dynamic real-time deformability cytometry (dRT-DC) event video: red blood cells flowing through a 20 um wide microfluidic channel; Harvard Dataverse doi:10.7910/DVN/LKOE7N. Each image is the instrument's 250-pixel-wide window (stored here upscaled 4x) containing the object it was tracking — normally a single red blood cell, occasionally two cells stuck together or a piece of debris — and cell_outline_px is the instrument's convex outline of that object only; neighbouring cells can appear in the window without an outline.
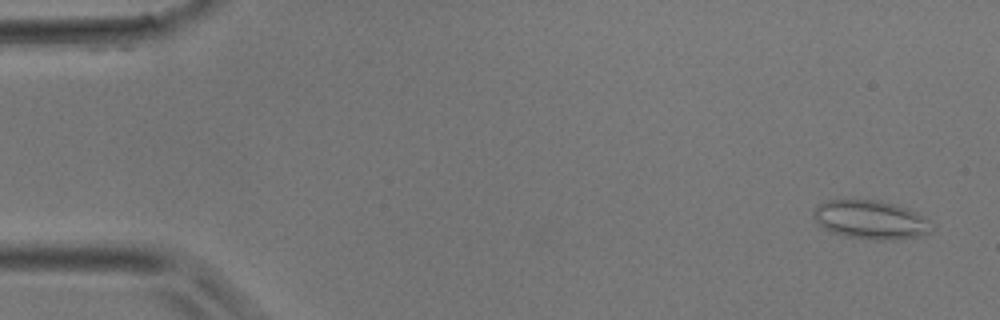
{"species": "common noctule bat (a hibernating species)", "species_latin": "Nyctalus noctula", "temperature_condition": "room temperature", "stored_images_in_passage": 40, "camera_frame_rate_fps": 3000, "um_per_image_px": 0.085, "animal": {"sex": "male", "body_mass_g": 17.9}, "frame": {"image": 1, "passage_image": 2, "time_ms": 0.333, "image_size_px": [1000, 320], "cell_outline_px": [[936, 228], [924, 236], [896, 240], [876, 240], [848, 236], [832, 232], [824, 228], [812, 216], [812, 212], [816, 204], [824, 200], [880, 200], [896, 204], [908, 208], [924, 216]], "centroid_in_image_um": [74.05, 18.67], "position_along_channel_um": 10.9, "area_um2": 27.11}}
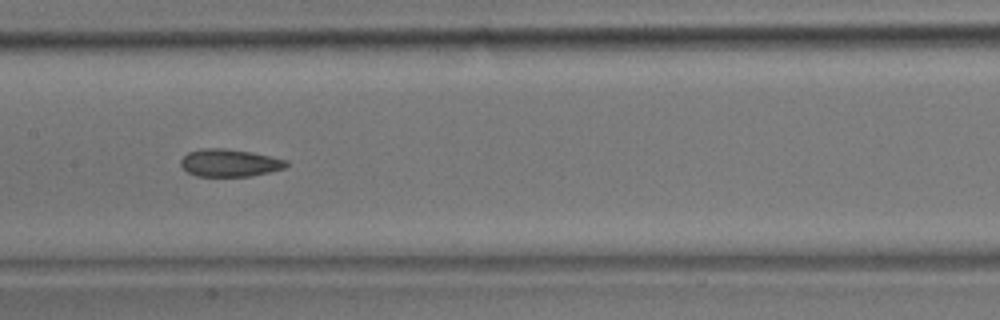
{"frame": {"image": 2, "passage_image": 20, "time_ms": 6.333, "image_size_px": [1000, 320], "cell_outline_px": [[288, 164], [284, 168], [252, 176], [196, 176], [188, 172], [180, 164], [180, 160], [188, 152], [204, 148], [224, 148], [252, 152], [288, 160]], "centroid_in_image_um": [19.51, 13.84], "position_along_channel_um": 187.9, "area_um2": 16.88}}
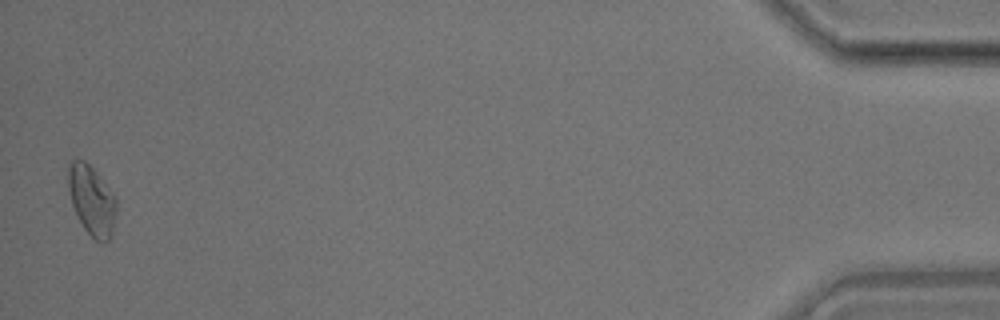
{"frame": {"image": 3, "passage_image": 40, "time_ms": 13.0, "image_size_px": [1000, 320], "cell_outline_px": [[116, 212], [112, 232], [108, 240], [96, 240], [84, 228], [76, 216], [72, 204], [68, 188], [68, 164], [72, 160], [84, 160], [96, 172], [116, 200]], "centroid_in_image_um": [7.76, 17.01], "position_along_channel_um": 427.4, "area_um2": 19.07}}